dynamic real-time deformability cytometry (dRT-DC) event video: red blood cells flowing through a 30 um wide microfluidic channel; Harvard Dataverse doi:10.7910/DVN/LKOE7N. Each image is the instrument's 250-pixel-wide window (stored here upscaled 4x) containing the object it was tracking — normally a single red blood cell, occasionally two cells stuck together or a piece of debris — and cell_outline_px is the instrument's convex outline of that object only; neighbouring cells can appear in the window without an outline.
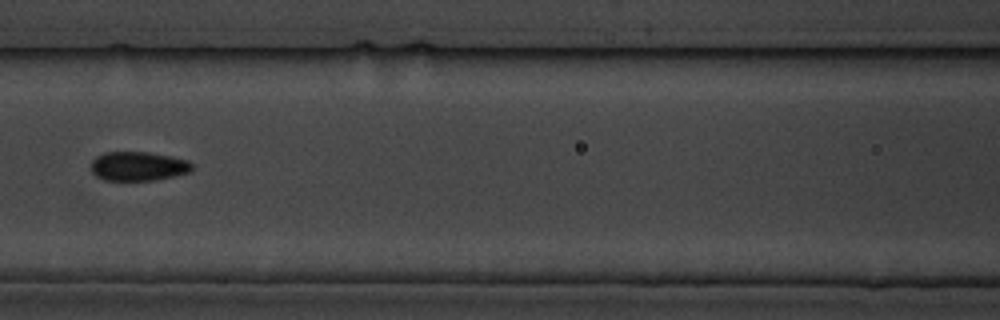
{"species": "common noctule bat (a hibernating species)", "species_latin": "Nyctalus noctula", "temperature_condition": "cold", "stored_images_in_passage": 5, "camera_frame_rate_fps": 3000, "um_per_image_px": 0.085, "animal": {"sex": "male", "body_mass_g": 19.5, "forearm_length_mm": 54.6}, "frame": {"image": 1, "passage_image": 3, "time_ms": 2.333, "image_size_px": [1000, 320], "cell_outline_px": [[192, 168], [188, 172], [172, 176], [152, 180], [104, 180], [96, 176], [92, 172], [92, 160], [96, 156], [104, 152], [148, 152], [172, 156], [188, 160], [192, 164]], "centroid_in_image_um": [11.72, 14.11], "position_along_channel_um": 154.9, "area_um2": 17.05}}
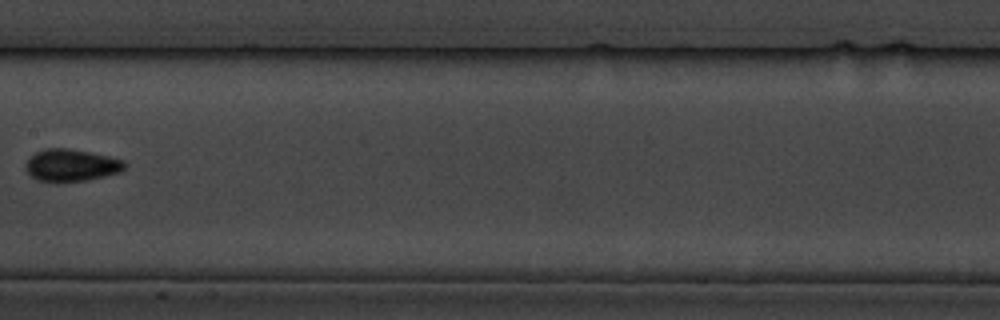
{"frame": {"image": 2, "passage_image": 4, "time_ms": 3.667, "image_size_px": [1000, 320], "cell_outline_px": [[128, 164], [120, 172], [88, 180], [60, 184], [56, 184], [36, 180], [24, 168], [24, 164], [36, 152], [44, 148], [68, 148], [108, 156], [124, 160]], "centroid_in_image_um": [6.03, 14.08], "position_along_channel_um": 201.4, "area_um2": 19.02}}
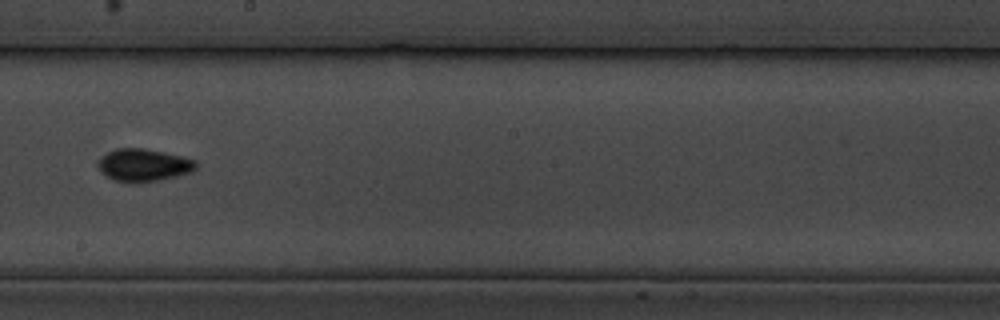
{"frame": {"image": 3, "passage_image": 5, "time_ms": 4.667, "image_size_px": [1000, 320], "cell_outline_px": [[196, 168], [192, 172], [176, 176], [136, 184], [132, 184], [112, 180], [100, 172], [96, 164], [108, 152], [116, 148], [144, 148], [180, 156], [196, 160]], "centroid_in_image_um": [12.17, 14.05], "position_along_channel_um": 236.0, "area_um2": 18.67}}